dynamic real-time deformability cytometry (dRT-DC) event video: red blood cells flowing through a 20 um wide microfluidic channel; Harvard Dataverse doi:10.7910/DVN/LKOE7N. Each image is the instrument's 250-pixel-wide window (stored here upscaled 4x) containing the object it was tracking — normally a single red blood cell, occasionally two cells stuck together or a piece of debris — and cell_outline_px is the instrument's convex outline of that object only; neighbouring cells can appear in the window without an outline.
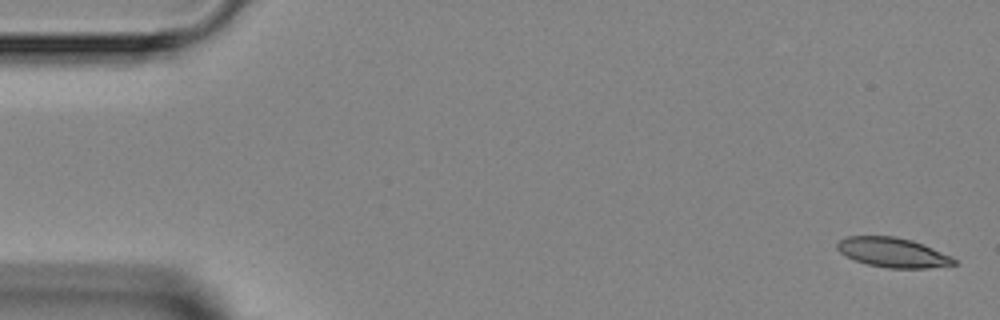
{"species": "Egyptian fruit bat (a non-hibernating species)", "species_latin": "Rousettus aegyptiacus", "temperature_condition": "room temperature", "stored_images_in_passage": 5, "camera_frame_rate_fps": 3000, "um_per_image_px": 0.085, "animal": {"sex": "female"}, "frame": {"image": 1, "passage_image": 1, "time_ms": 0.0, "image_size_px": [1000, 320], "cell_outline_px": [[960, 264], [928, 268], [888, 268], [868, 264], [856, 260], [840, 252], [836, 248], [836, 244], [840, 240], [848, 236], [896, 236], [912, 240], [924, 244], [952, 256]], "centroid_in_image_um": [75.94, 21.46], "position_along_channel_um": 9.1, "area_um2": 20.23}}